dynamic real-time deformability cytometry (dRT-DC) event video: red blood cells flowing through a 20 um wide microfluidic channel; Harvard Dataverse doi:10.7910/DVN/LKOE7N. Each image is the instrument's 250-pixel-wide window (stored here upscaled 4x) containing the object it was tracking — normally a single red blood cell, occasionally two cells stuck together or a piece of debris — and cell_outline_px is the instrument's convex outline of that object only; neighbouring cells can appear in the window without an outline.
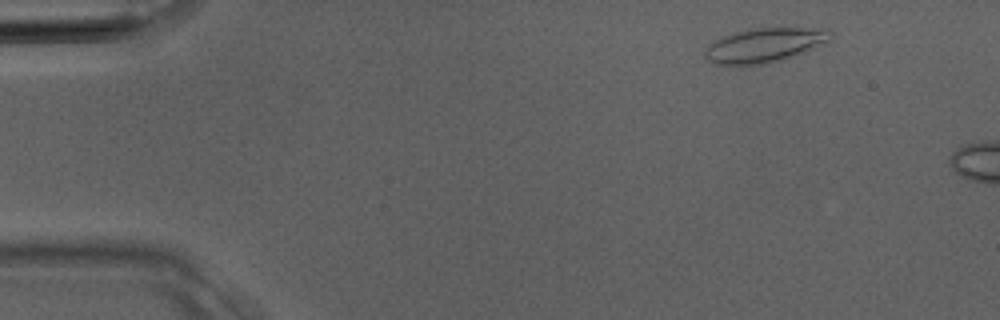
{"species": "Egyptian fruit bat (a non-hibernating species)", "species_latin": "Rousettus aegyptiacus", "temperature_condition": "room temperature", "stored_images_in_passage": 2, "camera_frame_rate_fps": 3000, "um_per_image_px": 0.085, "animal": {"sex": "male"}, "frame": {"image": 1, "passage_image": 1, "time_ms": 0.0, "image_size_px": [1000, 320], "cell_outline_px": [[832, 32], [828, 40], [792, 56], [780, 60], [760, 64], [716, 64], [708, 60], [704, 56], [704, 48], [716, 40], [724, 36], [736, 32], [756, 28], [828, 28]], "centroid_in_image_um": [64.94, 3.82], "position_along_channel_um": 20.1, "area_um2": 24.39}}